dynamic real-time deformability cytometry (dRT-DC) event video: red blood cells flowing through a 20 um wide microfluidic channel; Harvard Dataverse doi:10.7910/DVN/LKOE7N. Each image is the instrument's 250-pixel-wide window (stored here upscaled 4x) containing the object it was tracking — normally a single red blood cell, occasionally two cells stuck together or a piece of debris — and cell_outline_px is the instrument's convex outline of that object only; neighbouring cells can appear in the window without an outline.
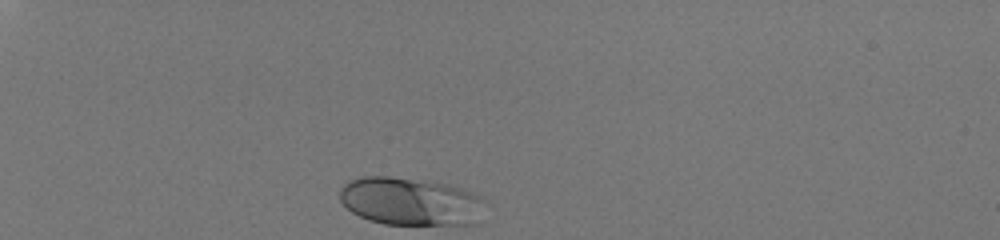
{"species": "human", "species_latin": "Homo sapiens", "temperature_condition": "room temperature", "stored_images_in_passage": 31, "camera_frame_rate_fps": 3000, "um_per_image_px": 0.085, "donor": {"sex": "male"}, "frame": {"image": 1, "passage_image": 1, "time_ms": 0.0, "image_size_px": [1000, 240], "cell_outline_px": [[484, 200], [476, 224], [384, 224], [368, 220], [352, 212], [340, 200], [340, 188], [348, 180], [360, 176], [388, 176], [448, 184], [472, 192], [480, 196]], "centroid_in_image_um": [34.84, 17.11], "position_along_channel_um": 50.2, "area_um2": 40.4}}
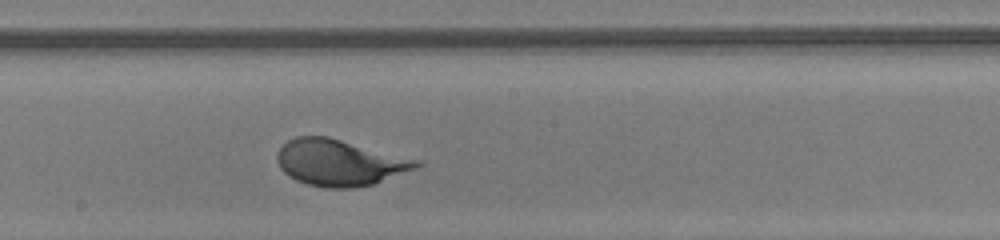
{"frame": {"image": 2, "passage_image": 18, "time_ms": 5.667, "image_size_px": [1000, 240], "cell_outline_px": [[424, 164], [416, 168], [372, 184], [356, 188], [324, 188], [308, 184], [296, 180], [288, 176], [280, 168], [276, 160], [276, 156], [280, 148], [288, 140], [296, 136], [328, 136], [424, 160]], "centroid_in_image_um": [28.9, 13.81], "position_along_channel_um": 219.3, "area_um2": 37.97}}
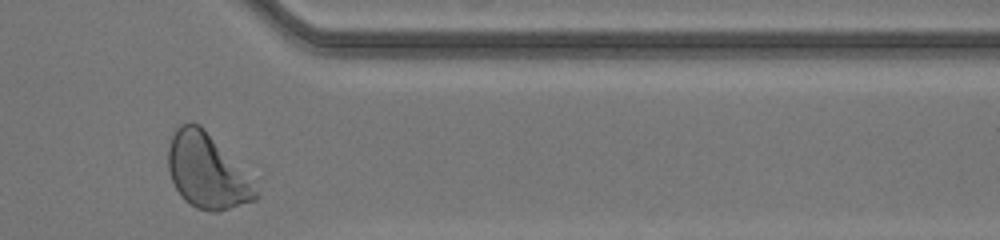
{"frame": {"image": 3, "passage_image": 31, "time_ms": 10.0, "image_size_px": [1000, 240], "cell_outline_px": [[264, 176], [260, 196], [256, 200], [216, 212], [212, 212], [196, 208], [184, 200], [180, 196], [172, 180], [168, 168], [168, 148], [172, 136], [176, 128], [180, 124], [200, 124]], "centroid_in_image_um": [17.87, 14.53], "position_along_channel_um": 393.5, "area_um2": 41.5}}